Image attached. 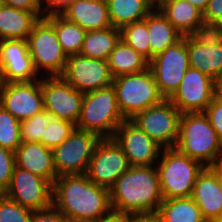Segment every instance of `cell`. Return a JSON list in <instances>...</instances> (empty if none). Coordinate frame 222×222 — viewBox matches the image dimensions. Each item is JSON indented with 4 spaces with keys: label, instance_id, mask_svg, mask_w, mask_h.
I'll list each match as a JSON object with an SVG mask.
<instances>
[{
    "label": "cell",
    "instance_id": "obj_44",
    "mask_svg": "<svg viewBox=\"0 0 222 222\" xmlns=\"http://www.w3.org/2000/svg\"><path fill=\"white\" fill-rule=\"evenodd\" d=\"M208 168L215 174L218 183L222 189V159L208 166Z\"/></svg>",
    "mask_w": 222,
    "mask_h": 222
},
{
    "label": "cell",
    "instance_id": "obj_43",
    "mask_svg": "<svg viewBox=\"0 0 222 222\" xmlns=\"http://www.w3.org/2000/svg\"><path fill=\"white\" fill-rule=\"evenodd\" d=\"M132 220L133 214L111 211L105 217L101 218L98 222H132Z\"/></svg>",
    "mask_w": 222,
    "mask_h": 222
},
{
    "label": "cell",
    "instance_id": "obj_17",
    "mask_svg": "<svg viewBox=\"0 0 222 222\" xmlns=\"http://www.w3.org/2000/svg\"><path fill=\"white\" fill-rule=\"evenodd\" d=\"M113 139L124 151L130 166H155L162 147L131 120H124Z\"/></svg>",
    "mask_w": 222,
    "mask_h": 222
},
{
    "label": "cell",
    "instance_id": "obj_23",
    "mask_svg": "<svg viewBox=\"0 0 222 222\" xmlns=\"http://www.w3.org/2000/svg\"><path fill=\"white\" fill-rule=\"evenodd\" d=\"M186 43L190 67L215 81L220 80L222 78V43L203 46L190 35L186 36Z\"/></svg>",
    "mask_w": 222,
    "mask_h": 222
},
{
    "label": "cell",
    "instance_id": "obj_33",
    "mask_svg": "<svg viewBox=\"0 0 222 222\" xmlns=\"http://www.w3.org/2000/svg\"><path fill=\"white\" fill-rule=\"evenodd\" d=\"M20 144V121L0 106V147L15 152Z\"/></svg>",
    "mask_w": 222,
    "mask_h": 222
},
{
    "label": "cell",
    "instance_id": "obj_20",
    "mask_svg": "<svg viewBox=\"0 0 222 222\" xmlns=\"http://www.w3.org/2000/svg\"><path fill=\"white\" fill-rule=\"evenodd\" d=\"M14 153L16 167L39 175L54 184L57 175L51 148L39 142L21 143Z\"/></svg>",
    "mask_w": 222,
    "mask_h": 222
},
{
    "label": "cell",
    "instance_id": "obj_13",
    "mask_svg": "<svg viewBox=\"0 0 222 222\" xmlns=\"http://www.w3.org/2000/svg\"><path fill=\"white\" fill-rule=\"evenodd\" d=\"M129 167L127 157L116 141L103 138L94 149L86 175L93 183L109 190Z\"/></svg>",
    "mask_w": 222,
    "mask_h": 222
},
{
    "label": "cell",
    "instance_id": "obj_30",
    "mask_svg": "<svg viewBox=\"0 0 222 222\" xmlns=\"http://www.w3.org/2000/svg\"><path fill=\"white\" fill-rule=\"evenodd\" d=\"M56 31L57 39L67 56L80 54L86 31L62 15L45 17Z\"/></svg>",
    "mask_w": 222,
    "mask_h": 222
},
{
    "label": "cell",
    "instance_id": "obj_19",
    "mask_svg": "<svg viewBox=\"0 0 222 222\" xmlns=\"http://www.w3.org/2000/svg\"><path fill=\"white\" fill-rule=\"evenodd\" d=\"M191 198L199 206L206 222H222V189L208 167L198 174Z\"/></svg>",
    "mask_w": 222,
    "mask_h": 222
},
{
    "label": "cell",
    "instance_id": "obj_24",
    "mask_svg": "<svg viewBox=\"0 0 222 222\" xmlns=\"http://www.w3.org/2000/svg\"><path fill=\"white\" fill-rule=\"evenodd\" d=\"M147 30L150 36V60L183 38L157 7L147 15Z\"/></svg>",
    "mask_w": 222,
    "mask_h": 222
},
{
    "label": "cell",
    "instance_id": "obj_12",
    "mask_svg": "<svg viewBox=\"0 0 222 222\" xmlns=\"http://www.w3.org/2000/svg\"><path fill=\"white\" fill-rule=\"evenodd\" d=\"M61 77L83 93L108 87L114 80L107 60L88 58L81 54L68 56Z\"/></svg>",
    "mask_w": 222,
    "mask_h": 222
},
{
    "label": "cell",
    "instance_id": "obj_29",
    "mask_svg": "<svg viewBox=\"0 0 222 222\" xmlns=\"http://www.w3.org/2000/svg\"><path fill=\"white\" fill-rule=\"evenodd\" d=\"M107 61L113 77L142 72L149 65L144 57L121 39L115 45Z\"/></svg>",
    "mask_w": 222,
    "mask_h": 222
},
{
    "label": "cell",
    "instance_id": "obj_8",
    "mask_svg": "<svg viewBox=\"0 0 222 222\" xmlns=\"http://www.w3.org/2000/svg\"><path fill=\"white\" fill-rule=\"evenodd\" d=\"M100 140L94 133L75 128L62 144L52 149L57 177L86 174L94 149Z\"/></svg>",
    "mask_w": 222,
    "mask_h": 222
},
{
    "label": "cell",
    "instance_id": "obj_42",
    "mask_svg": "<svg viewBox=\"0 0 222 222\" xmlns=\"http://www.w3.org/2000/svg\"><path fill=\"white\" fill-rule=\"evenodd\" d=\"M74 0H43L44 17L51 15H61ZM48 11V12H47Z\"/></svg>",
    "mask_w": 222,
    "mask_h": 222
},
{
    "label": "cell",
    "instance_id": "obj_35",
    "mask_svg": "<svg viewBox=\"0 0 222 222\" xmlns=\"http://www.w3.org/2000/svg\"><path fill=\"white\" fill-rule=\"evenodd\" d=\"M33 210L0 194V222H30Z\"/></svg>",
    "mask_w": 222,
    "mask_h": 222
},
{
    "label": "cell",
    "instance_id": "obj_16",
    "mask_svg": "<svg viewBox=\"0 0 222 222\" xmlns=\"http://www.w3.org/2000/svg\"><path fill=\"white\" fill-rule=\"evenodd\" d=\"M0 106L20 122L44 109L41 79L31 82H1Z\"/></svg>",
    "mask_w": 222,
    "mask_h": 222
},
{
    "label": "cell",
    "instance_id": "obj_32",
    "mask_svg": "<svg viewBox=\"0 0 222 222\" xmlns=\"http://www.w3.org/2000/svg\"><path fill=\"white\" fill-rule=\"evenodd\" d=\"M54 114L43 109L36 115L20 122V141L21 143H36L41 141L44 136L45 128L54 119Z\"/></svg>",
    "mask_w": 222,
    "mask_h": 222
},
{
    "label": "cell",
    "instance_id": "obj_45",
    "mask_svg": "<svg viewBox=\"0 0 222 222\" xmlns=\"http://www.w3.org/2000/svg\"><path fill=\"white\" fill-rule=\"evenodd\" d=\"M132 222H160L156 214L134 215Z\"/></svg>",
    "mask_w": 222,
    "mask_h": 222
},
{
    "label": "cell",
    "instance_id": "obj_21",
    "mask_svg": "<svg viewBox=\"0 0 222 222\" xmlns=\"http://www.w3.org/2000/svg\"><path fill=\"white\" fill-rule=\"evenodd\" d=\"M61 15L86 32L112 26L106 0H74Z\"/></svg>",
    "mask_w": 222,
    "mask_h": 222
},
{
    "label": "cell",
    "instance_id": "obj_37",
    "mask_svg": "<svg viewBox=\"0 0 222 222\" xmlns=\"http://www.w3.org/2000/svg\"><path fill=\"white\" fill-rule=\"evenodd\" d=\"M15 166V153L0 147V194L8 190Z\"/></svg>",
    "mask_w": 222,
    "mask_h": 222
},
{
    "label": "cell",
    "instance_id": "obj_2",
    "mask_svg": "<svg viewBox=\"0 0 222 222\" xmlns=\"http://www.w3.org/2000/svg\"><path fill=\"white\" fill-rule=\"evenodd\" d=\"M112 211L156 214L163 201L155 166H130L109 189Z\"/></svg>",
    "mask_w": 222,
    "mask_h": 222
},
{
    "label": "cell",
    "instance_id": "obj_39",
    "mask_svg": "<svg viewBox=\"0 0 222 222\" xmlns=\"http://www.w3.org/2000/svg\"><path fill=\"white\" fill-rule=\"evenodd\" d=\"M3 2L6 6L33 12L39 19L44 17L43 0H3Z\"/></svg>",
    "mask_w": 222,
    "mask_h": 222
},
{
    "label": "cell",
    "instance_id": "obj_5",
    "mask_svg": "<svg viewBox=\"0 0 222 222\" xmlns=\"http://www.w3.org/2000/svg\"><path fill=\"white\" fill-rule=\"evenodd\" d=\"M156 162L163 199L190 197L198 174L204 166L176 147L164 148Z\"/></svg>",
    "mask_w": 222,
    "mask_h": 222
},
{
    "label": "cell",
    "instance_id": "obj_28",
    "mask_svg": "<svg viewBox=\"0 0 222 222\" xmlns=\"http://www.w3.org/2000/svg\"><path fill=\"white\" fill-rule=\"evenodd\" d=\"M120 40V29L113 26L102 30L87 31L80 54L88 58L108 60Z\"/></svg>",
    "mask_w": 222,
    "mask_h": 222
},
{
    "label": "cell",
    "instance_id": "obj_7",
    "mask_svg": "<svg viewBox=\"0 0 222 222\" xmlns=\"http://www.w3.org/2000/svg\"><path fill=\"white\" fill-rule=\"evenodd\" d=\"M27 42L34 68L39 76L43 71L46 72L43 74L46 77L63 74L68 56L57 39L54 26L45 17L34 24Z\"/></svg>",
    "mask_w": 222,
    "mask_h": 222
},
{
    "label": "cell",
    "instance_id": "obj_22",
    "mask_svg": "<svg viewBox=\"0 0 222 222\" xmlns=\"http://www.w3.org/2000/svg\"><path fill=\"white\" fill-rule=\"evenodd\" d=\"M156 7L183 36L204 22L203 13L187 0H157Z\"/></svg>",
    "mask_w": 222,
    "mask_h": 222
},
{
    "label": "cell",
    "instance_id": "obj_10",
    "mask_svg": "<svg viewBox=\"0 0 222 222\" xmlns=\"http://www.w3.org/2000/svg\"><path fill=\"white\" fill-rule=\"evenodd\" d=\"M180 111L169 99L137 113L131 121L163 149L176 147Z\"/></svg>",
    "mask_w": 222,
    "mask_h": 222
},
{
    "label": "cell",
    "instance_id": "obj_49",
    "mask_svg": "<svg viewBox=\"0 0 222 222\" xmlns=\"http://www.w3.org/2000/svg\"><path fill=\"white\" fill-rule=\"evenodd\" d=\"M4 5H5V4H4L3 0H0V11L2 10V7H3ZM0 41H1V39H0Z\"/></svg>",
    "mask_w": 222,
    "mask_h": 222
},
{
    "label": "cell",
    "instance_id": "obj_18",
    "mask_svg": "<svg viewBox=\"0 0 222 222\" xmlns=\"http://www.w3.org/2000/svg\"><path fill=\"white\" fill-rule=\"evenodd\" d=\"M27 40L4 39L0 41V80L9 82H31L39 80Z\"/></svg>",
    "mask_w": 222,
    "mask_h": 222
},
{
    "label": "cell",
    "instance_id": "obj_47",
    "mask_svg": "<svg viewBox=\"0 0 222 222\" xmlns=\"http://www.w3.org/2000/svg\"><path fill=\"white\" fill-rule=\"evenodd\" d=\"M215 96L222 101V78L216 81Z\"/></svg>",
    "mask_w": 222,
    "mask_h": 222
},
{
    "label": "cell",
    "instance_id": "obj_40",
    "mask_svg": "<svg viewBox=\"0 0 222 222\" xmlns=\"http://www.w3.org/2000/svg\"><path fill=\"white\" fill-rule=\"evenodd\" d=\"M30 222H65V216L52 205L45 210L33 211Z\"/></svg>",
    "mask_w": 222,
    "mask_h": 222
},
{
    "label": "cell",
    "instance_id": "obj_26",
    "mask_svg": "<svg viewBox=\"0 0 222 222\" xmlns=\"http://www.w3.org/2000/svg\"><path fill=\"white\" fill-rule=\"evenodd\" d=\"M38 20L33 12L4 5L0 11V39L27 40Z\"/></svg>",
    "mask_w": 222,
    "mask_h": 222
},
{
    "label": "cell",
    "instance_id": "obj_31",
    "mask_svg": "<svg viewBox=\"0 0 222 222\" xmlns=\"http://www.w3.org/2000/svg\"><path fill=\"white\" fill-rule=\"evenodd\" d=\"M120 39L148 62L150 61V36L147 30V17L144 20L122 27L120 29Z\"/></svg>",
    "mask_w": 222,
    "mask_h": 222
},
{
    "label": "cell",
    "instance_id": "obj_36",
    "mask_svg": "<svg viewBox=\"0 0 222 222\" xmlns=\"http://www.w3.org/2000/svg\"><path fill=\"white\" fill-rule=\"evenodd\" d=\"M190 36L203 46L220 44L222 43V27L213 23L202 22Z\"/></svg>",
    "mask_w": 222,
    "mask_h": 222
},
{
    "label": "cell",
    "instance_id": "obj_25",
    "mask_svg": "<svg viewBox=\"0 0 222 222\" xmlns=\"http://www.w3.org/2000/svg\"><path fill=\"white\" fill-rule=\"evenodd\" d=\"M113 27H122L144 20L156 7L155 0H106Z\"/></svg>",
    "mask_w": 222,
    "mask_h": 222
},
{
    "label": "cell",
    "instance_id": "obj_15",
    "mask_svg": "<svg viewBox=\"0 0 222 222\" xmlns=\"http://www.w3.org/2000/svg\"><path fill=\"white\" fill-rule=\"evenodd\" d=\"M216 81L189 67L179 89L169 99L180 113L204 112L215 97Z\"/></svg>",
    "mask_w": 222,
    "mask_h": 222
},
{
    "label": "cell",
    "instance_id": "obj_27",
    "mask_svg": "<svg viewBox=\"0 0 222 222\" xmlns=\"http://www.w3.org/2000/svg\"><path fill=\"white\" fill-rule=\"evenodd\" d=\"M156 215L160 222H206L191 196L163 199Z\"/></svg>",
    "mask_w": 222,
    "mask_h": 222
},
{
    "label": "cell",
    "instance_id": "obj_38",
    "mask_svg": "<svg viewBox=\"0 0 222 222\" xmlns=\"http://www.w3.org/2000/svg\"><path fill=\"white\" fill-rule=\"evenodd\" d=\"M204 114L208 117L210 124L222 142V101L215 96L206 107Z\"/></svg>",
    "mask_w": 222,
    "mask_h": 222
},
{
    "label": "cell",
    "instance_id": "obj_9",
    "mask_svg": "<svg viewBox=\"0 0 222 222\" xmlns=\"http://www.w3.org/2000/svg\"><path fill=\"white\" fill-rule=\"evenodd\" d=\"M148 67L152 71L160 94L170 99L179 89L181 80L190 67L186 36L174 46L154 56Z\"/></svg>",
    "mask_w": 222,
    "mask_h": 222
},
{
    "label": "cell",
    "instance_id": "obj_41",
    "mask_svg": "<svg viewBox=\"0 0 222 222\" xmlns=\"http://www.w3.org/2000/svg\"><path fill=\"white\" fill-rule=\"evenodd\" d=\"M204 22L222 27V0H209L203 13Z\"/></svg>",
    "mask_w": 222,
    "mask_h": 222
},
{
    "label": "cell",
    "instance_id": "obj_48",
    "mask_svg": "<svg viewBox=\"0 0 222 222\" xmlns=\"http://www.w3.org/2000/svg\"><path fill=\"white\" fill-rule=\"evenodd\" d=\"M65 222H83V221L70 220V219H67V218L65 217Z\"/></svg>",
    "mask_w": 222,
    "mask_h": 222
},
{
    "label": "cell",
    "instance_id": "obj_11",
    "mask_svg": "<svg viewBox=\"0 0 222 222\" xmlns=\"http://www.w3.org/2000/svg\"><path fill=\"white\" fill-rule=\"evenodd\" d=\"M41 77L44 108L51 111L55 118L76 125L81 114L84 93L76 90L61 76Z\"/></svg>",
    "mask_w": 222,
    "mask_h": 222
},
{
    "label": "cell",
    "instance_id": "obj_6",
    "mask_svg": "<svg viewBox=\"0 0 222 222\" xmlns=\"http://www.w3.org/2000/svg\"><path fill=\"white\" fill-rule=\"evenodd\" d=\"M118 107L126 120L164 100L148 67L142 72L114 77Z\"/></svg>",
    "mask_w": 222,
    "mask_h": 222
},
{
    "label": "cell",
    "instance_id": "obj_46",
    "mask_svg": "<svg viewBox=\"0 0 222 222\" xmlns=\"http://www.w3.org/2000/svg\"><path fill=\"white\" fill-rule=\"evenodd\" d=\"M190 2L193 6H195L198 10H200L202 13H204L207 4L209 0H187Z\"/></svg>",
    "mask_w": 222,
    "mask_h": 222
},
{
    "label": "cell",
    "instance_id": "obj_1",
    "mask_svg": "<svg viewBox=\"0 0 222 222\" xmlns=\"http://www.w3.org/2000/svg\"><path fill=\"white\" fill-rule=\"evenodd\" d=\"M52 205L67 219L98 222L112 211L109 190L86 174L62 175L53 184Z\"/></svg>",
    "mask_w": 222,
    "mask_h": 222
},
{
    "label": "cell",
    "instance_id": "obj_4",
    "mask_svg": "<svg viewBox=\"0 0 222 222\" xmlns=\"http://www.w3.org/2000/svg\"><path fill=\"white\" fill-rule=\"evenodd\" d=\"M126 120L118 107L113 85L84 93L81 114L76 128L113 138L120 124Z\"/></svg>",
    "mask_w": 222,
    "mask_h": 222
},
{
    "label": "cell",
    "instance_id": "obj_34",
    "mask_svg": "<svg viewBox=\"0 0 222 222\" xmlns=\"http://www.w3.org/2000/svg\"><path fill=\"white\" fill-rule=\"evenodd\" d=\"M75 128L76 125L69 121L54 118L45 128L44 136H42L40 143L53 149L62 144Z\"/></svg>",
    "mask_w": 222,
    "mask_h": 222
},
{
    "label": "cell",
    "instance_id": "obj_3",
    "mask_svg": "<svg viewBox=\"0 0 222 222\" xmlns=\"http://www.w3.org/2000/svg\"><path fill=\"white\" fill-rule=\"evenodd\" d=\"M176 148L204 167L222 159V142L204 112L180 115Z\"/></svg>",
    "mask_w": 222,
    "mask_h": 222
},
{
    "label": "cell",
    "instance_id": "obj_14",
    "mask_svg": "<svg viewBox=\"0 0 222 222\" xmlns=\"http://www.w3.org/2000/svg\"><path fill=\"white\" fill-rule=\"evenodd\" d=\"M52 191L53 185L48 180L15 166L4 194L21 206L36 211L52 206Z\"/></svg>",
    "mask_w": 222,
    "mask_h": 222
}]
</instances>
